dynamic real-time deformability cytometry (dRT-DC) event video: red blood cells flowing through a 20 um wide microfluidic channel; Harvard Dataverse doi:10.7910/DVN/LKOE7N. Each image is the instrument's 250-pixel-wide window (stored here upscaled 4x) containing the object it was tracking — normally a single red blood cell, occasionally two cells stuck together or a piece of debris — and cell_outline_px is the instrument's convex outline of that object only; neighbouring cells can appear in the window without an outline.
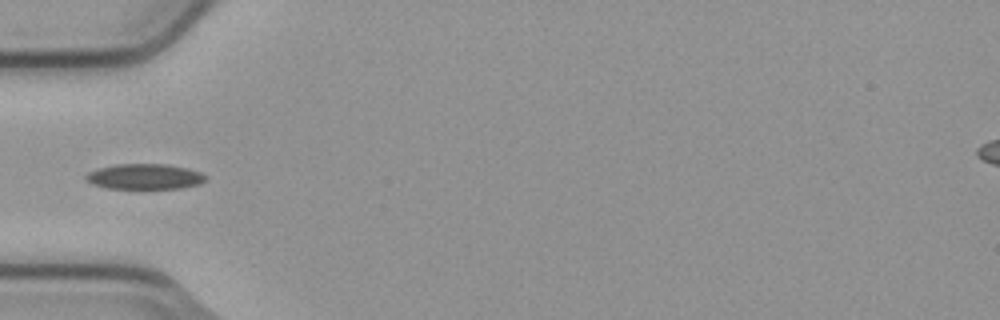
{"species": "common noctule bat (a hibernating species)", "species_latin": "Nyctalus noctula", "temperature_condition": "cold", "stored_images_in_passage": 5, "camera_frame_rate_fps": 3000, "um_per_image_px": 0.085, "animal": {"sex": "male", "body_mass_g": 23.1, "forearm_length_mm": 52.7}, "frame": {"image": 1, "passage_image": 4, "time_ms": 1.0, "image_size_px": [1000, 320], "cell_outline_px": [[208, 180], [200, 184], [180, 188], [108, 188], [92, 184], [84, 176], [88, 172], [96, 168], [116, 164], [168, 164], [200, 172], [208, 176]], "centroid_in_image_um": [12.31, 15.0], "position_along_channel_um": 72.7, "area_um2": 17.74}}
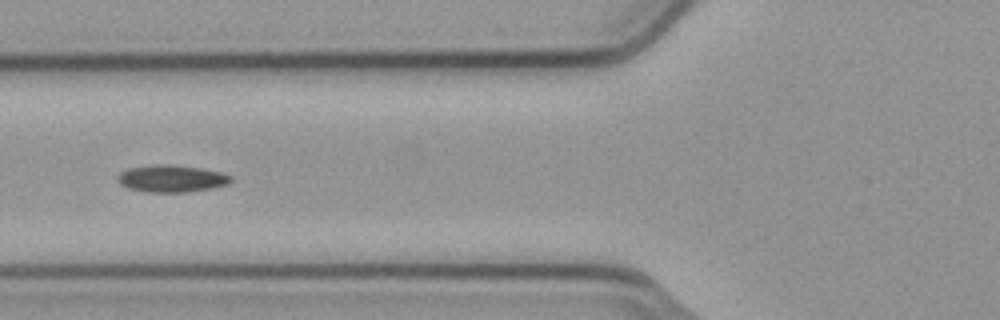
{"frame": {"image": 2, "passage_image": 5, "time_ms": 1.333, "image_size_px": [1000, 320], "cell_outline_px": [[232, 180], [228, 184], [212, 188], [188, 192], [148, 192], [128, 188], [120, 184], [116, 180], [116, 176], [120, 172], [128, 168], [152, 164], [168, 164], [200, 168], [220, 172], [232, 176]], "centroid_in_image_um": [14.55, 15.17], "position_along_channel_um": 111.3, "area_um2": 18.03}}